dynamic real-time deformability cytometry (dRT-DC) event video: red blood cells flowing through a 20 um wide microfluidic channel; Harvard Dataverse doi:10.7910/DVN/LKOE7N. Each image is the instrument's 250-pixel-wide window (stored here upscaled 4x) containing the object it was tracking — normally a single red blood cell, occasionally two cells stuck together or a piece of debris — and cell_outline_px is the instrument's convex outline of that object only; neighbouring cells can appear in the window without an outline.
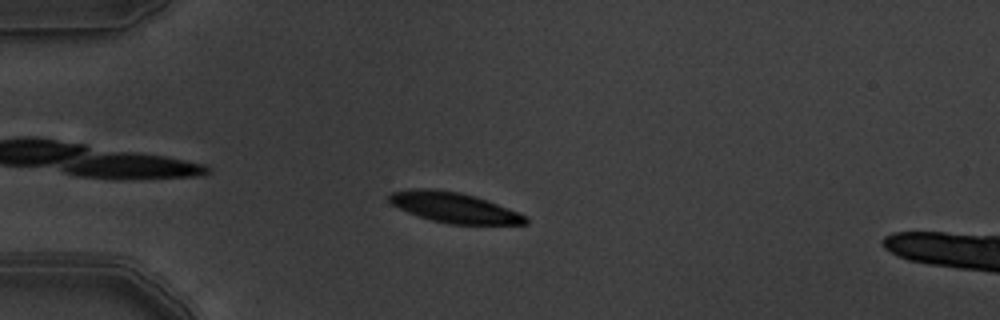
{"species": "common noctule bat (a hibernating species)", "species_latin": "Nyctalus noctula", "temperature_condition": "warm", "stored_images_in_passage": 9, "camera_frame_rate_fps": 3000, "um_per_image_px": 0.085, "animal": {"sex": "male", "body_mass_g": 19.5, "forearm_length_mm": 54.6}, "frame": {"image": 1, "passage_image": 6, "time_ms": 1.667, "image_size_px": [1000, 320], "cell_outline_px": [[528, 224], [452, 224], [432, 220], [408, 212], [392, 204], [388, 200], [388, 196], [392, 192], [416, 188], [432, 188], [460, 192], [476, 196], [520, 212], [528, 216]], "centroid_in_image_um": [38.64, 17.63], "position_along_channel_um": 46.4, "area_um2": 24.04}}